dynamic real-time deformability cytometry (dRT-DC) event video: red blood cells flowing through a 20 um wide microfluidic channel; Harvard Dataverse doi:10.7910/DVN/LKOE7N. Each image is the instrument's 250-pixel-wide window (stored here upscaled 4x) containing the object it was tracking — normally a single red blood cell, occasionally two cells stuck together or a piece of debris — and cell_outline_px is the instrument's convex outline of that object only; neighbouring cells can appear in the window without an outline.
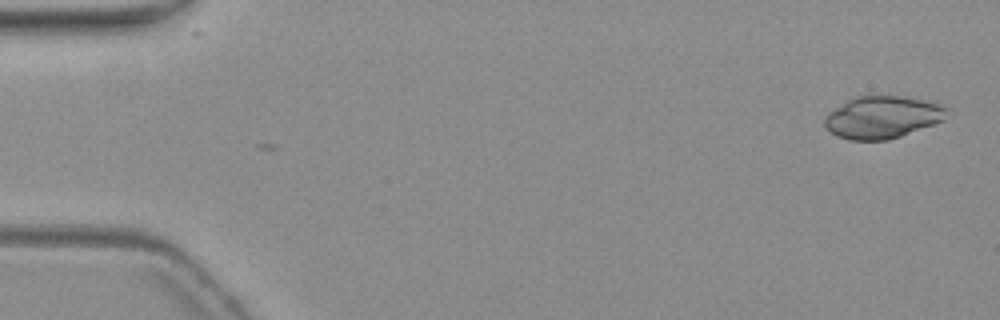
{"species": "common noctule bat (a hibernating species)", "species_latin": "Nyctalus noctula", "temperature_condition": "warm", "stored_images_in_passage": 5, "camera_frame_rate_fps": 3000, "um_per_image_px": 0.085, "animal": {"sex": "female", "body_mass_g": 19.3, "forearm_length_mm": 54.1}, "frame": {"image": 1, "passage_image": 1, "time_ms": 0.0, "image_size_px": [1000, 320], "cell_outline_px": [[948, 108], [944, 120], [900, 136], [888, 140], [848, 140], [836, 136], [824, 124], [824, 120], [828, 112], [848, 100], [856, 96], [900, 96], [940, 104]], "centroid_in_image_um": [74.98, 9.97], "position_along_channel_um": 10.0, "area_um2": 29.77}}